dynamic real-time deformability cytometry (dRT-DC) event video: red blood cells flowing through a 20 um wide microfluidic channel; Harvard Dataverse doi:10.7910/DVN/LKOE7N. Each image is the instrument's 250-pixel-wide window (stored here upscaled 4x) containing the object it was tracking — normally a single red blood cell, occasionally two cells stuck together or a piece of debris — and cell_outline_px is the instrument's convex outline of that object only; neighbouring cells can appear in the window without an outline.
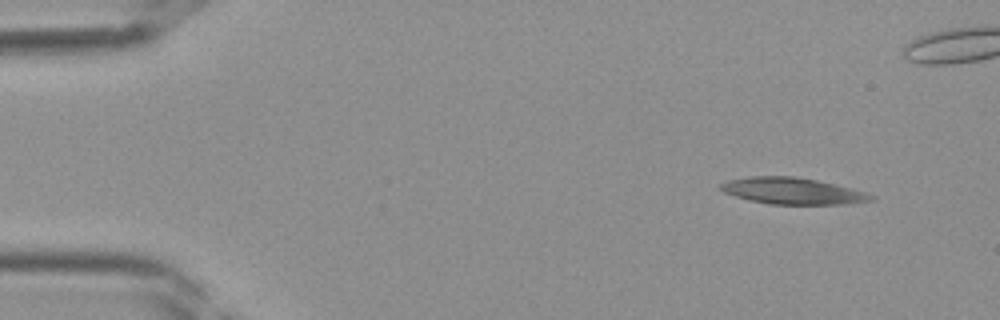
{"species": "Egyptian fruit bat (a non-hibernating species)", "species_latin": "Rousettus aegyptiacus", "temperature_condition": "room temperature", "stored_images_in_passage": 38, "camera_frame_rate_fps": 3000, "um_per_image_px": 0.085, "frame": {"image": 1, "passage_image": 1, "time_ms": 0.0, "image_size_px": [1000, 320], "cell_outline_px": [[876, 200], [844, 204], [768, 204], [748, 200], [724, 192], [720, 188], [720, 184], [728, 180], [752, 176], [792, 176], [816, 180], [864, 192], [876, 196]], "centroid_in_image_um": [67.35, 16.24], "position_along_channel_um": 17.7, "area_um2": 22.95}}
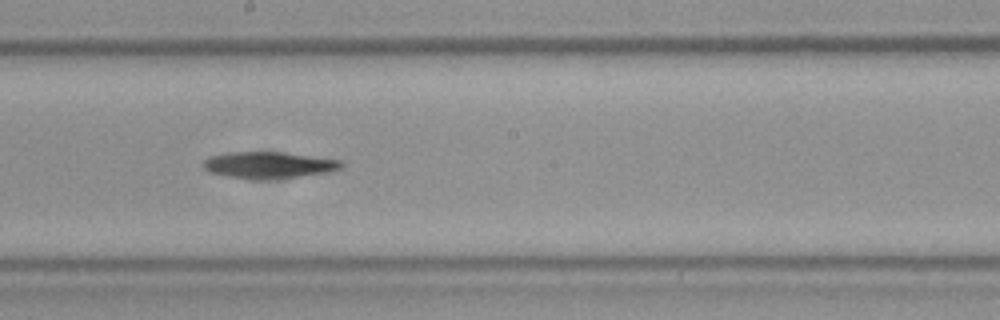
{"frame": {"image": 2, "passage_image": 19, "time_ms": 6.0, "image_size_px": [1000, 320], "cell_outline_px": [[344, 164], [340, 168], [328, 172], [296, 176], [260, 180], [252, 180], [228, 176], [208, 172], [204, 168], [204, 160], [208, 156], [224, 152], [280, 152], [344, 160]], "centroid_in_image_um": [22.8, 14.02], "position_along_channel_um": 225.4, "area_um2": 21.39}}
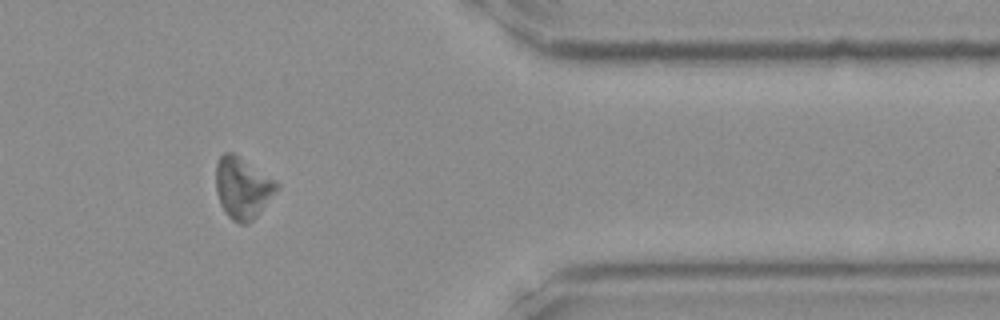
{"frame": {"image": 3, "passage_image": 30, "time_ms": 9.667, "image_size_px": [1000, 320], "cell_outline_px": [[280, 188], [256, 216], [248, 224], [240, 224], [232, 220], [224, 212], [220, 204], [216, 192], [216, 164], [220, 156], [224, 152], [232, 152], [276, 180], [280, 184]], "centroid_in_image_um": [20.62, 15.98], "position_along_channel_um": 390.8, "area_um2": 21.85}}